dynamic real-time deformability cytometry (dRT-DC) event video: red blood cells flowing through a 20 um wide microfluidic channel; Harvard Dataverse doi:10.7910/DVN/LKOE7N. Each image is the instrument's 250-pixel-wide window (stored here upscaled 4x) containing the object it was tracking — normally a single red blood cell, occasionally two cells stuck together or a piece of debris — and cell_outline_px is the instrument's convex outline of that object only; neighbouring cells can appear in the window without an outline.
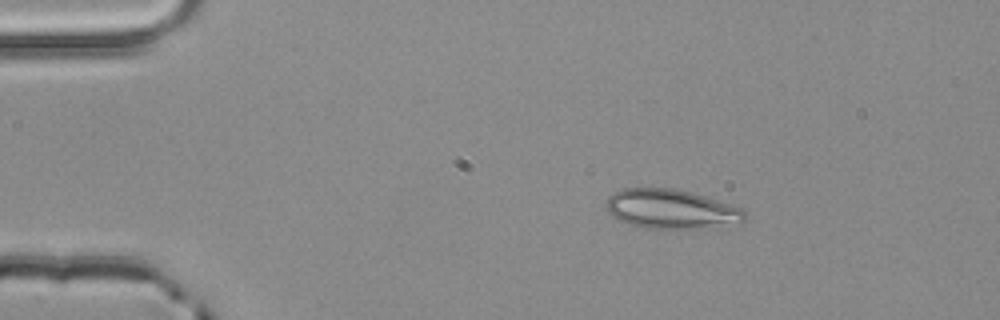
{"species": "common noctule bat (a hibernating species)", "species_latin": "Nyctalus noctula", "temperature_condition": "room temperature", "stored_images_in_passage": 5, "camera_frame_rate_fps": 3000, "um_per_image_px": 0.085, "animal": {"sex": "male", "body_mass_g": 20.4}, "frame": {"image": 1, "passage_image": 3, "time_ms": 0.667, "image_size_px": [1000, 320], "cell_outline_px": [[744, 220], [688, 228], [644, 228], [628, 224], [616, 220], [608, 212], [608, 196], [612, 192], [620, 188], [672, 188], [692, 192], [740, 208], [744, 212]], "centroid_in_image_um": [56.88, 17.74], "position_along_channel_um": 28.1, "area_um2": 30.87}}